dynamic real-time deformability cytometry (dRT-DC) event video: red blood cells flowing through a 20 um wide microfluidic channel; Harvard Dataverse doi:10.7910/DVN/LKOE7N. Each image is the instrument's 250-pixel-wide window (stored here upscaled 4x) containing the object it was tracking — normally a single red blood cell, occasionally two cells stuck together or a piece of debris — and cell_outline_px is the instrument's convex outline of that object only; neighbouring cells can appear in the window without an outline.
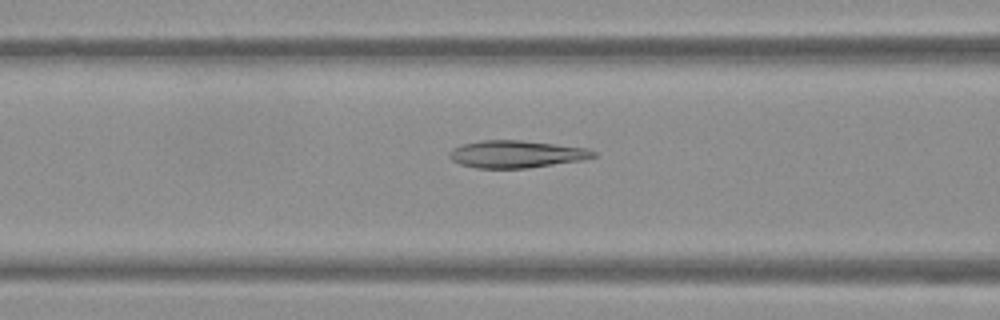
{"species": "Egyptian fruit bat (a non-hibernating species)", "species_latin": "Rousettus aegyptiacus", "temperature_condition": "warm", "stored_images_in_passage": 52, "camera_frame_rate_fps": 3000, "um_per_image_px": 0.085, "frame": {"image": 1, "passage_image": 21, "time_ms": 6.667, "image_size_px": [1000, 320], "cell_outline_px": [[596, 156], [584, 160], [528, 168], [476, 168], [460, 164], [452, 160], [448, 156], [448, 152], [452, 148], [460, 144], [480, 140], [520, 140], [588, 148], [596, 152]], "centroid_in_image_um": [43.86, 13.1], "position_along_channel_um": 122.7, "area_um2": 23.12}}
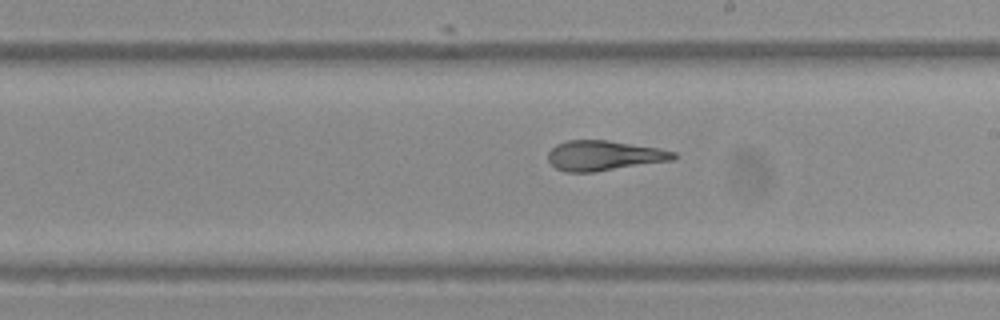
{"frame": {"image": 2, "passage_image": 30, "time_ms": 9.667, "image_size_px": [1000, 320], "cell_outline_px": [[676, 156], [672, 160], [592, 172], [564, 172], [556, 168], [548, 160], [548, 152], [556, 144], [568, 140], [608, 140], [660, 148], [676, 152]], "centroid_in_image_um": [51.32, 13.21], "position_along_channel_um": 237.7, "area_um2": 21.85}}
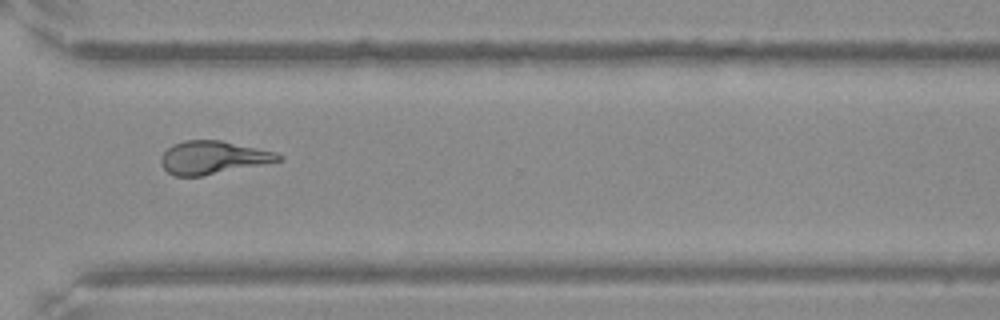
{"frame": {"image": 3, "passage_image": 39, "time_ms": 12.667, "image_size_px": [1000, 320], "cell_outline_px": [[284, 160], [264, 164], [200, 176], [172, 176], [160, 164], [160, 156], [172, 144], [184, 140], [220, 140], [276, 152], [284, 156]], "centroid_in_image_um": [18.09, 13.39], "position_along_channel_um": 352.5, "area_um2": 22.66}, "authors_computed_cell_mechanics": {"area_um2": 23.409, "velocity_mm_per_s": 3.8238, "shape_relaxation_time_tau1_ms": null, "shape_relaxation_time_tau2_ms": 2.0485, "deformation_change_tau1": null, "deformation_change_tau2": 0.0849}}